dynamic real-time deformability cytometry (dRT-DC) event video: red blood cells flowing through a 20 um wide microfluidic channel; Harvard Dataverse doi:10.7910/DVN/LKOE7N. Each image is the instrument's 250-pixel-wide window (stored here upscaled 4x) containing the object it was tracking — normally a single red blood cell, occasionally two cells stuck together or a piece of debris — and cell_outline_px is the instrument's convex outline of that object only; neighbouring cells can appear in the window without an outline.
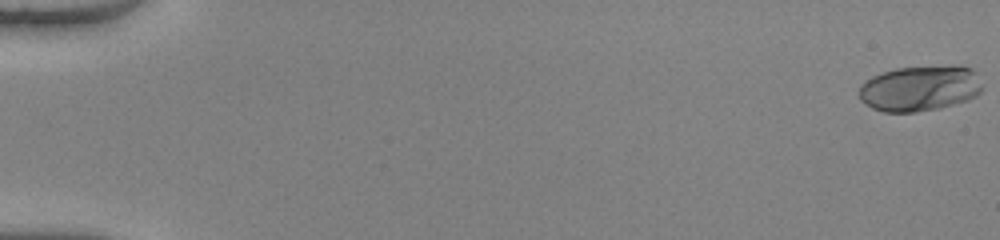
{"species": "human", "species_latin": "Homo sapiens", "temperature_condition": "warm", "stored_images_in_passage": 52, "camera_frame_rate_fps": 3000, "um_per_image_px": 0.085, "donor": {"sex": "female"}, "frame": {"image": 1, "passage_image": 1, "time_ms": 0.0, "image_size_px": [1000, 240], "cell_outline_px": [[980, 92], [976, 96], [968, 100], [936, 108], [916, 112], [884, 112], [872, 108], [864, 104], [860, 100], [860, 84], [872, 76], [896, 68], [952, 64], [960, 64], [972, 68], [976, 72], [980, 88]], "centroid_in_image_um": [78.18, 7.48], "position_along_channel_um": 6.8, "area_um2": 32.95}}
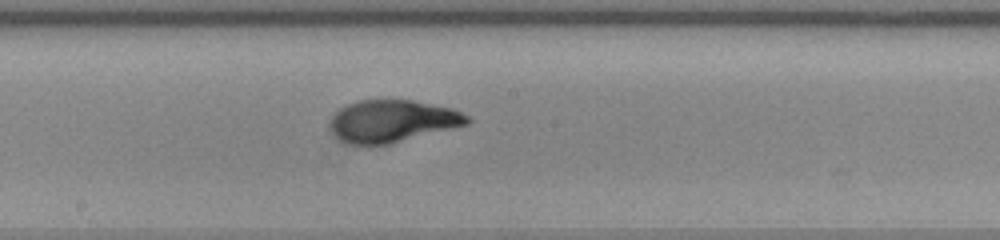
{"frame": {"image": 2, "passage_image": 30, "time_ms": 9.667, "image_size_px": [1000, 240], "cell_outline_px": [[472, 120], [468, 124], [388, 144], [368, 148], [352, 144], [340, 140], [336, 136], [332, 128], [332, 116], [340, 108], [356, 100], [412, 100], [452, 108], [468, 116]], "centroid_in_image_um": [33.34, 10.31], "position_along_channel_um": 214.9, "area_um2": 33.7}}
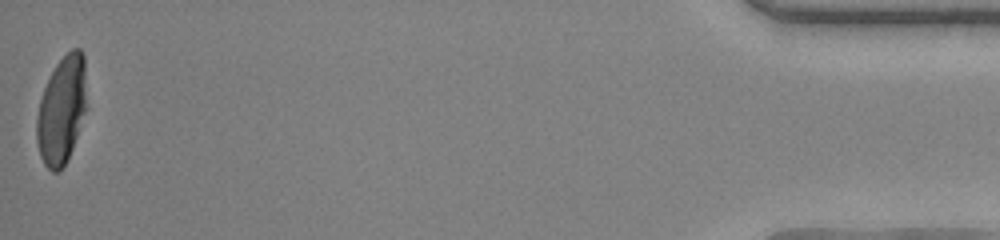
{"frame": {"image": 3, "passage_image": 52, "time_ms": 17.0, "image_size_px": [1000, 240], "cell_outline_px": [[88, 108], [68, 160], [56, 172], [52, 172], [44, 164], [40, 156], [36, 140], [36, 116], [40, 100], [44, 88], [56, 64], [72, 48], [80, 48], [84, 56]], "centroid_in_image_um": [5.27, 9.36], "position_along_channel_um": 429.9, "area_um2": 31.79}, "authors_computed_cell_mechanics": {"area_um2": 32.7437, "velocity_mm_per_s": 4.1046, "shape_relaxation_time_tau1_ms": 4.5711, "shape_relaxation_time_tau2_ms": null, "deformation_change_tau1": 0.2595, "deformation_change_tau2": null}}